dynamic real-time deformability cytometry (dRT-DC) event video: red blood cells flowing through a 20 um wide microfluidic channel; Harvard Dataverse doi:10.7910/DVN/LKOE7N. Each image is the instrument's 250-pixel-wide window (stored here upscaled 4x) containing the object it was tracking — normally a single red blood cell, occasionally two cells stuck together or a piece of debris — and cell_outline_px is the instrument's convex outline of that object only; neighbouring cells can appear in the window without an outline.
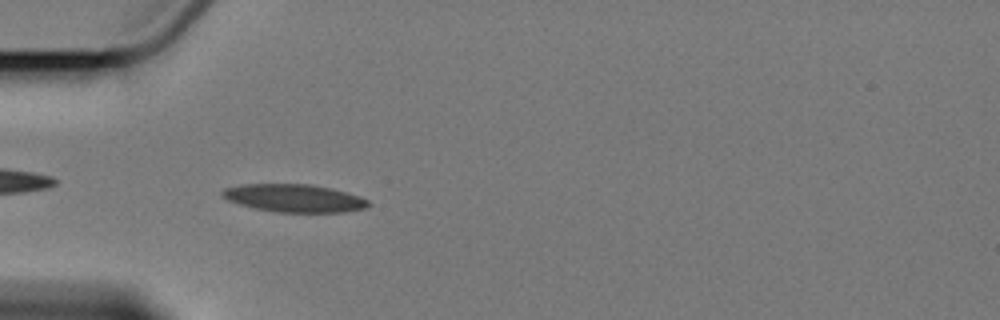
{"species": "Egyptian fruit bat (a non-hibernating species)", "species_latin": "Rousettus aegyptiacus", "temperature_condition": "cold", "stored_images_in_passage": 6, "camera_frame_rate_fps": 3000, "um_per_image_px": 0.085, "animal": {"sex": "female"}, "frame": {"image": 1, "passage_image": 5, "time_ms": 4.667, "image_size_px": [1000, 320], "cell_outline_px": [[368, 204], [364, 208], [344, 212], [276, 212], [256, 208], [240, 204], [228, 200], [220, 192], [224, 188], [244, 184], [308, 184], [332, 188], [368, 200]], "centroid_in_image_um": [24.97, 16.84], "position_along_channel_um": 60.0, "area_um2": 23.29}}
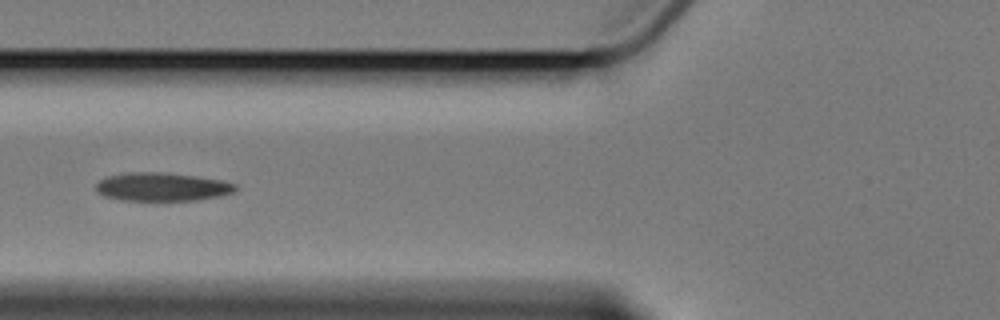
{"frame": {"image": 2, "passage_image": 6, "time_ms": 6.333, "image_size_px": [1000, 320], "cell_outline_px": [[236, 188], [232, 192], [220, 196], [196, 200], [120, 200], [104, 196], [96, 188], [96, 184], [100, 180], [108, 176], [128, 172], [160, 172], [196, 176], [220, 180], [236, 184]], "centroid_in_image_um": [13.76, 15.88], "position_along_channel_um": 112.0, "area_um2": 22.83}}